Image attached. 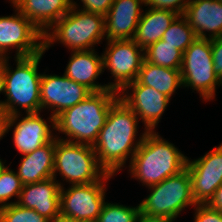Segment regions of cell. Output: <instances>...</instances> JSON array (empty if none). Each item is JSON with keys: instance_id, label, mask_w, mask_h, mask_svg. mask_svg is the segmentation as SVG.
I'll return each mask as SVG.
<instances>
[{"instance_id": "obj_23", "label": "cell", "mask_w": 222, "mask_h": 222, "mask_svg": "<svg viewBox=\"0 0 222 222\" xmlns=\"http://www.w3.org/2000/svg\"><path fill=\"white\" fill-rule=\"evenodd\" d=\"M136 81L139 84L147 85L171 99L176 89L181 88V70L165 68L147 62L145 59L139 70Z\"/></svg>"}, {"instance_id": "obj_19", "label": "cell", "mask_w": 222, "mask_h": 222, "mask_svg": "<svg viewBox=\"0 0 222 222\" xmlns=\"http://www.w3.org/2000/svg\"><path fill=\"white\" fill-rule=\"evenodd\" d=\"M102 72H104L103 55L99 56L93 49L72 51L64 75L84 85L92 92H101L109 89L107 84L101 85V83L99 84L95 81Z\"/></svg>"}, {"instance_id": "obj_7", "label": "cell", "mask_w": 222, "mask_h": 222, "mask_svg": "<svg viewBox=\"0 0 222 222\" xmlns=\"http://www.w3.org/2000/svg\"><path fill=\"white\" fill-rule=\"evenodd\" d=\"M57 173L71 185H78L99 181L107 172L99 165L92 145L55 137V179Z\"/></svg>"}, {"instance_id": "obj_37", "label": "cell", "mask_w": 222, "mask_h": 222, "mask_svg": "<svg viewBox=\"0 0 222 222\" xmlns=\"http://www.w3.org/2000/svg\"><path fill=\"white\" fill-rule=\"evenodd\" d=\"M55 222H81V221L71 220L60 216Z\"/></svg>"}, {"instance_id": "obj_17", "label": "cell", "mask_w": 222, "mask_h": 222, "mask_svg": "<svg viewBox=\"0 0 222 222\" xmlns=\"http://www.w3.org/2000/svg\"><path fill=\"white\" fill-rule=\"evenodd\" d=\"M145 0H114L105 15V39H133Z\"/></svg>"}, {"instance_id": "obj_35", "label": "cell", "mask_w": 222, "mask_h": 222, "mask_svg": "<svg viewBox=\"0 0 222 222\" xmlns=\"http://www.w3.org/2000/svg\"><path fill=\"white\" fill-rule=\"evenodd\" d=\"M175 219L139 214L136 222H174Z\"/></svg>"}, {"instance_id": "obj_11", "label": "cell", "mask_w": 222, "mask_h": 222, "mask_svg": "<svg viewBox=\"0 0 222 222\" xmlns=\"http://www.w3.org/2000/svg\"><path fill=\"white\" fill-rule=\"evenodd\" d=\"M103 55V70L108 69L114 82L107 84L109 89L120 92L126 85L137 79L145 59L144 49L132 39L107 40Z\"/></svg>"}, {"instance_id": "obj_18", "label": "cell", "mask_w": 222, "mask_h": 222, "mask_svg": "<svg viewBox=\"0 0 222 222\" xmlns=\"http://www.w3.org/2000/svg\"><path fill=\"white\" fill-rule=\"evenodd\" d=\"M184 16L197 38L222 36V0H190Z\"/></svg>"}, {"instance_id": "obj_12", "label": "cell", "mask_w": 222, "mask_h": 222, "mask_svg": "<svg viewBox=\"0 0 222 222\" xmlns=\"http://www.w3.org/2000/svg\"><path fill=\"white\" fill-rule=\"evenodd\" d=\"M92 91L66 75L42 74L40 82L41 111L50 109L56 118L64 110L85 100Z\"/></svg>"}, {"instance_id": "obj_31", "label": "cell", "mask_w": 222, "mask_h": 222, "mask_svg": "<svg viewBox=\"0 0 222 222\" xmlns=\"http://www.w3.org/2000/svg\"><path fill=\"white\" fill-rule=\"evenodd\" d=\"M83 4L81 10L105 16L114 0H80Z\"/></svg>"}, {"instance_id": "obj_3", "label": "cell", "mask_w": 222, "mask_h": 222, "mask_svg": "<svg viewBox=\"0 0 222 222\" xmlns=\"http://www.w3.org/2000/svg\"><path fill=\"white\" fill-rule=\"evenodd\" d=\"M187 159L173 143L161 138L158 132L147 131L129 161V172L131 177L149 187L179 174L186 168Z\"/></svg>"}, {"instance_id": "obj_2", "label": "cell", "mask_w": 222, "mask_h": 222, "mask_svg": "<svg viewBox=\"0 0 222 222\" xmlns=\"http://www.w3.org/2000/svg\"><path fill=\"white\" fill-rule=\"evenodd\" d=\"M119 99L118 92L107 89L92 92L85 100L64 110L55 118V130L67 136L58 139L94 145L111 106Z\"/></svg>"}, {"instance_id": "obj_13", "label": "cell", "mask_w": 222, "mask_h": 222, "mask_svg": "<svg viewBox=\"0 0 222 222\" xmlns=\"http://www.w3.org/2000/svg\"><path fill=\"white\" fill-rule=\"evenodd\" d=\"M186 168L196 204H207L222 184V143L198 159L188 158Z\"/></svg>"}, {"instance_id": "obj_6", "label": "cell", "mask_w": 222, "mask_h": 222, "mask_svg": "<svg viewBox=\"0 0 222 222\" xmlns=\"http://www.w3.org/2000/svg\"><path fill=\"white\" fill-rule=\"evenodd\" d=\"M151 193L139 206L140 213L148 216L176 219L188 206H196L192 195L190 173L187 168L179 174L149 186Z\"/></svg>"}, {"instance_id": "obj_9", "label": "cell", "mask_w": 222, "mask_h": 222, "mask_svg": "<svg viewBox=\"0 0 222 222\" xmlns=\"http://www.w3.org/2000/svg\"><path fill=\"white\" fill-rule=\"evenodd\" d=\"M114 175L106 173L99 181L60 188V216L81 222H95L105 201L106 184Z\"/></svg>"}, {"instance_id": "obj_5", "label": "cell", "mask_w": 222, "mask_h": 222, "mask_svg": "<svg viewBox=\"0 0 222 222\" xmlns=\"http://www.w3.org/2000/svg\"><path fill=\"white\" fill-rule=\"evenodd\" d=\"M44 52L43 50L28 57H15L16 68L14 70L8 64L10 58H4V94L7 99L3 101V107L9 116L20 114L18 108L24 109L26 113L41 112L40 82L42 74L38 73V65Z\"/></svg>"}, {"instance_id": "obj_30", "label": "cell", "mask_w": 222, "mask_h": 222, "mask_svg": "<svg viewBox=\"0 0 222 222\" xmlns=\"http://www.w3.org/2000/svg\"><path fill=\"white\" fill-rule=\"evenodd\" d=\"M194 209V222H222V213L207 204H197Z\"/></svg>"}, {"instance_id": "obj_15", "label": "cell", "mask_w": 222, "mask_h": 222, "mask_svg": "<svg viewBox=\"0 0 222 222\" xmlns=\"http://www.w3.org/2000/svg\"><path fill=\"white\" fill-rule=\"evenodd\" d=\"M25 114L22 118L20 114L11 115L7 123V133L14 126L13 143L21 155L31 153L56 137L52 132L56 129L54 117H48V122L41 117L40 112Z\"/></svg>"}, {"instance_id": "obj_14", "label": "cell", "mask_w": 222, "mask_h": 222, "mask_svg": "<svg viewBox=\"0 0 222 222\" xmlns=\"http://www.w3.org/2000/svg\"><path fill=\"white\" fill-rule=\"evenodd\" d=\"M132 91V94L128 91ZM121 99L142 120L147 131H154L170 103V98L154 88L139 84L136 80L119 93Z\"/></svg>"}, {"instance_id": "obj_32", "label": "cell", "mask_w": 222, "mask_h": 222, "mask_svg": "<svg viewBox=\"0 0 222 222\" xmlns=\"http://www.w3.org/2000/svg\"><path fill=\"white\" fill-rule=\"evenodd\" d=\"M214 71L222 82V36L211 39Z\"/></svg>"}, {"instance_id": "obj_22", "label": "cell", "mask_w": 222, "mask_h": 222, "mask_svg": "<svg viewBox=\"0 0 222 222\" xmlns=\"http://www.w3.org/2000/svg\"><path fill=\"white\" fill-rule=\"evenodd\" d=\"M178 16L175 12L163 9L149 8L141 15L133 41L145 49L162 39L164 32Z\"/></svg>"}, {"instance_id": "obj_16", "label": "cell", "mask_w": 222, "mask_h": 222, "mask_svg": "<svg viewBox=\"0 0 222 222\" xmlns=\"http://www.w3.org/2000/svg\"><path fill=\"white\" fill-rule=\"evenodd\" d=\"M63 184L54 177L24 184L17 204L30 208L40 215L55 222L60 217V188Z\"/></svg>"}, {"instance_id": "obj_36", "label": "cell", "mask_w": 222, "mask_h": 222, "mask_svg": "<svg viewBox=\"0 0 222 222\" xmlns=\"http://www.w3.org/2000/svg\"><path fill=\"white\" fill-rule=\"evenodd\" d=\"M5 93V72L4 58L0 59V94ZM0 106H3V101L0 100Z\"/></svg>"}, {"instance_id": "obj_33", "label": "cell", "mask_w": 222, "mask_h": 222, "mask_svg": "<svg viewBox=\"0 0 222 222\" xmlns=\"http://www.w3.org/2000/svg\"><path fill=\"white\" fill-rule=\"evenodd\" d=\"M207 205L222 213V184L216 189L212 198L208 201Z\"/></svg>"}, {"instance_id": "obj_27", "label": "cell", "mask_w": 222, "mask_h": 222, "mask_svg": "<svg viewBox=\"0 0 222 222\" xmlns=\"http://www.w3.org/2000/svg\"><path fill=\"white\" fill-rule=\"evenodd\" d=\"M22 187L23 184L18 178L17 172L13 171L8 166H4L0 171V208L17 203V201H11L10 203L8 201L13 196H16L18 199Z\"/></svg>"}, {"instance_id": "obj_39", "label": "cell", "mask_w": 222, "mask_h": 222, "mask_svg": "<svg viewBox=\"0 0 222 222\" xmlns=\"http://www.w3.org/2000/svg\"><path fill=\"white\" fill-rule=\"evenodd\" d=\"M15 1H16V0H10V3L12 4V6H13V4L15 3Z\"/></svg>"}, {"instance_id": "obj_25", "label": "cell", "mask_w": 222, "mask_h": 222, "mask_svg": "<svg viewBox=\"0 0 222 222\" xmlns=\"http://www.w3.org/2000/svg\"><path fill=\"white\" fill-rule=\"evenodd\" d=\"M196 39L197 36L187 18L184 15H178L164 32L161 40L184 53Z\"/></svg>"}, {"instance_id": "obj_1", "label": "cell", "mask_w": 222, "mask_h": 222, "mask_svg": "<svg viewBox=\"0 0 222 222\" xmlns=\"http://www.w3.org/2000/svg\"><path fill=\"white\" fill-rule=\"evenodd\" d=\"M138 120V116L121 99L111 106L93 145L97 161L107 173L115 175L125 167L128 158L131 161L142 143L147 130L144 129L140 139L136 140Z\"/></svg>"}, {"instance_id": "obj_4", "label": "cell", "mask_w": 222, "mask_h": 222, "mask_svg": "<svg viewBox=\"0 0 222 222\" xmlns=\"http://www.w3.org/2000/svg\"><path fill=\"white\" fill-rule=\"evenodd\" d=\"M77 8L71 0L70 11L44 32V51L58 41L71 51L93 50L105 38V16Z\"/></svg>"}, {"instance_id": "obj_20", "label": "cell", "mask_w": 222, "mask_h": 222, "mask_svg": "<svg viewBox=\"0 0 222 222\" xmlns=\"http://www.w3.org/2000/svg\"><path fill=\"white\" fill-rule=\"evenodd\" d=\"M13 6L44 33L70 11L71 0H16Z\"/></svg>"}, {"instance_id": "obj_8", "label": "cell", "mask_w": 222, "mask_h": 222, "mask_svg": "<svg viewBox=\"0 0 222 222\" xmlns=\"http://www.w3.org/2000/svg\"><path fill=\"white\" fill-rule=\"evenodd\" d=\"M180 70L183 87H191L204 101L214 99L216 87L222 86L214 71L209 38H197L184 51Z\"/></svg>"}, {"instance_id": "obj_38", "label": "cell", "mask_w": 222, "mask_h": 222, "mask_svg": "<svg viewBox=\"0 0 222 222\" xmlns=\"http://www.w3.org/2000/svg\"><path fill=\"white\" fill-rule=\"evenodd\" d=\"M5 162H3L2 159H0V171L4 168Z\"/></svg>"}, {"instance_id": "obj_10", "label": "cell", "mask_w": 222, "mask_h": 222, "mask_svg": "<svg viewBox=\"0 0 222 222\" xmlns=\"http://www.w3.org/2000/svg\"><path fill=\"white\" fill-rule=\"evenodd\" d=\"M15 13L0 17V59L8 58L11 49H16L15 57L33 56L44 50V33L16 8Z\"/></svg>"}, {"instance_id": "obj_26", "label": "cell", "mask_w": 222, "mask_h": 222, "mask_svg": "<svg viewBox=\"0 0 222 222\" xmlns=\"http://www.w3.org/2000/svg\"><path fill=\"white\" fill-rule=\"evenodd\" d=\"M139 214V204L136 207H130L123 204L105 202L95 222H136Z\"/></svg>"}, {"instance_id": "obj_21", "label": "cell", "mask_w": 222, "mask_h": 222, "mask_svg": "<svg viewBox=\"0 0 222 222\" xmlns=\"http://www.w3.org/2000/svg\"><path fill=\"white\" fill-rule=\"evenodd\" d=\"M55 138L31 153L22 155L17 175L22 184L36 183L53 177Z\"/></svg>"}, {"instance_id": "obj_28", "label": "cell", "mask_w": 222, "mask_h": 222, "mask_svg": "<svg viewBox=\"0 0 222 222\" xmlns=\"http://www.w3.org/2000/svg\"><path fill=\"white\" fill-rule=\"evenodd\" d=\"M0 222H50L33 209L17 203L0 208Z\"/></svg>"}, {"instance_id": "obj_34", "label": "cell", "mask_w": 222, "mask_h": 222, "mask_svg": "<svg viewBox=\"0 0 222 222\" xmlns=\"http://www.w3.org/2000/svg\"><path fill=\"white\" fill-rule=\"evenodd\" d=\"M8 119H9V114L7 110L3 106H0V140L7 133Z\"/></svg>"}, {"instance_id": "obj_29", "label": "cell", "mask_w": 222, "mask_h": 222, "mask_svg": "<svg viewBox=\"0 0 222 222\" xmlns=\"http://www.w3.org/2000/svg\"><path fill=\"white\" fill-rule=\"evenodd\" d=\"M190 0H145V6L154 9L170 10L178 15H184Z\"/></svg>"}, {"instance_id": "obj_24", "label": "cell", "mask_w": 222, "mask_h": 222, "mask_svg": "<svg viewBox=\"0 0 222 222\" xmlns=\"http://www.w3.org/2000/svg\"><path fill=\"white\" fill-rule=\"evenodd\" d=\"M145 60L157 66L180 69L183 53L174 46L159 40L144 49Z\"/></svg>"}]
</instances>
